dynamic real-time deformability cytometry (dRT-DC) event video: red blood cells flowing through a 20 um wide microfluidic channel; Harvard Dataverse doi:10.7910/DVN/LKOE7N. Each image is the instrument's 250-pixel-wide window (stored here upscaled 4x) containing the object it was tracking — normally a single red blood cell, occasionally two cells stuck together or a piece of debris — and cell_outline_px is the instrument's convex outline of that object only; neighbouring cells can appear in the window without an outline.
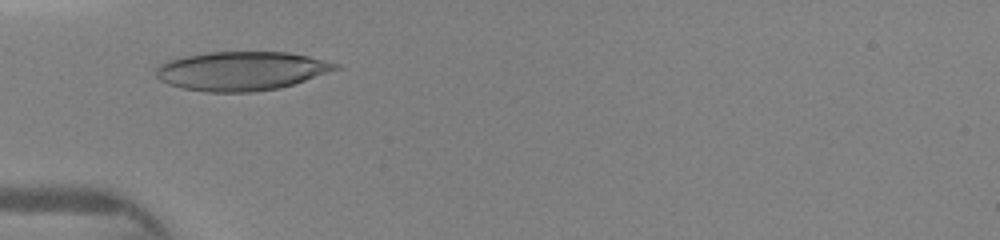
{"species": "human", "species_latin": "Homo sapiens", "temperature_condition": "warm", "stored_images_in_passage": 27, "camera_frame_rate_fps": 3000, "um_per_image_px": 0.085, "donor": {"sex": "female"}, "frame": {"image": 1, "passage_image": 3, "time_ms": 0.667, "image_size_px": [1000, 240], "cell_outline_px": [[340, 68], [280, 88], [252, 92], [204, 92], [184, 88], [168, 84], [160, 80], [156, 76], [156, 68], [160, 64], [168, 60], [184, 56], [208, 52], [288, 52], [308, 56], [340, 64]], "centroid_in_image_um": [20.49, 6.03], "position_along_channel_um": 64.5, "area_um2": 40.58}}
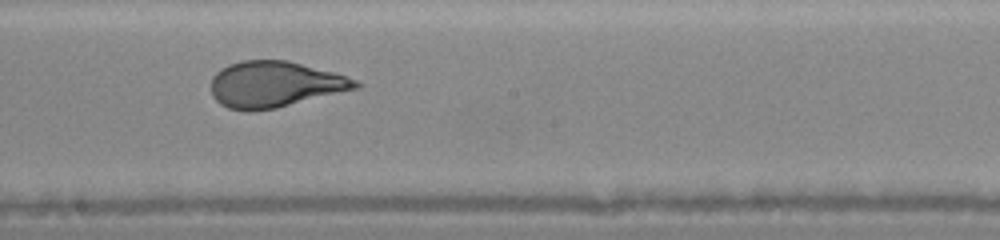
{"frame": {"image": 2, "passage_image": 14, "time_ms": 4.333, "image_size_px": [1000, 240], "cell_outline_px": [[360, 88], [276, 108], [248, 112], [244, 112], [228, 108], [220, 104], [212, 96], [212, 76], [216, 72], [228, 64], [244, 60], [288, 60], [332, 72], [356, 80], [360, 84]], "centroid_in_image_um": [23.33, 7.18], "position_along_channel_um": 224.9, "area_um2": 38.78}}
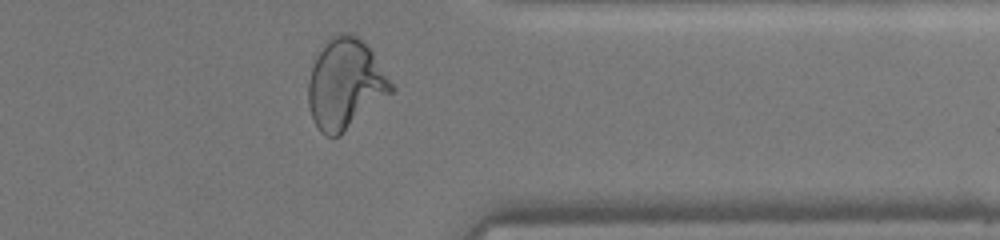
{"frame": {"image": 3, "passage_image": 25, "time_ms": 8.0, "image_size_px": [1000, 240], "cell_outline_px": [[396, 88], [392, 92], [340, 136], [324, 136], [320, 132], [312, 120], [308, 104], [308, 80], [316, 56], [324, 40], [340, 32], [348, 32], [356, 36], [368, 44]], "centroid_in_image_um": [29.34, 7.12], "position_along_channel_um": 382.1, "area_um2": 44.04}}